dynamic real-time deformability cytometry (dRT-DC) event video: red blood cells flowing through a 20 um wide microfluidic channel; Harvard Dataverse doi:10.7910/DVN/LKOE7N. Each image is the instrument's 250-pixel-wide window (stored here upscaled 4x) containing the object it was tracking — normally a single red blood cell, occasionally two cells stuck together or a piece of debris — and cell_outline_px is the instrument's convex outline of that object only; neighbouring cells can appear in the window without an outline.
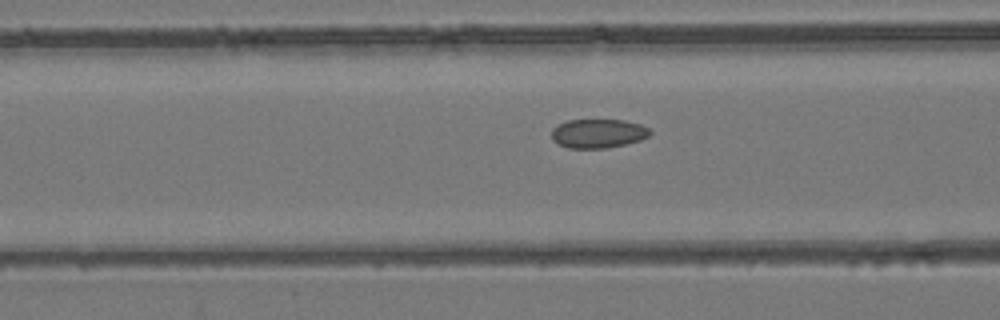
{"species": "common noctule bat (a hibernating species)", "species_latin": "Nyctalus noctula", "temperature_condition": "room temperature", "stored_images_in_passage": 32, "camera_frame_rate_fps": 3000, "um_per_image_px": 0.085, "animal": {"sex": "female", "body_mass_g": 24.6, "forearm_length_mm": 56.2}, "frame": {"image": 1, "passage_image": 9, "time_ms": 2.667, "image_size_px": [1000, 320], "cell_outline_px": [[652, 132], [648, 136], [640, 140], [624, 144], [604, 148], [568, 148], [552, 140], [552, 128], [556, 124], [568, 120], [624, 120], [640, 124], [648, 128]], "centroid_in_image_um": [50.81, 11.33], "position_along_channel_um": 115.8, "area_um2": 16.59}}
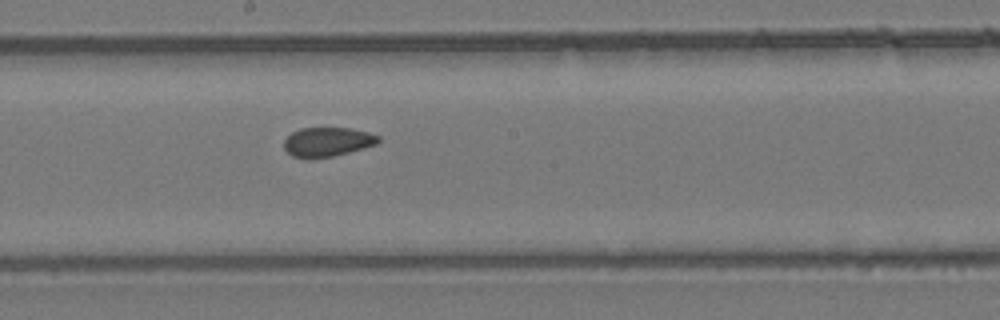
{"frame": {"image": 2, "passage_image": 17, "time_ms": 5.333, "image_size_px": [1000, 320], "cell_outline_px": [[380, 140], [376, 144], [364, 148], [332, 156], [308, 160], [292, 156], [284, 148], [284, 140], [292, 132], [300, 128], [348, 128], [368, 132], [380, 136]], "centroid_in_image_um": [27.8, 12.07], "position_along_channel_um": 220.4, "area_um2": 16.18}}
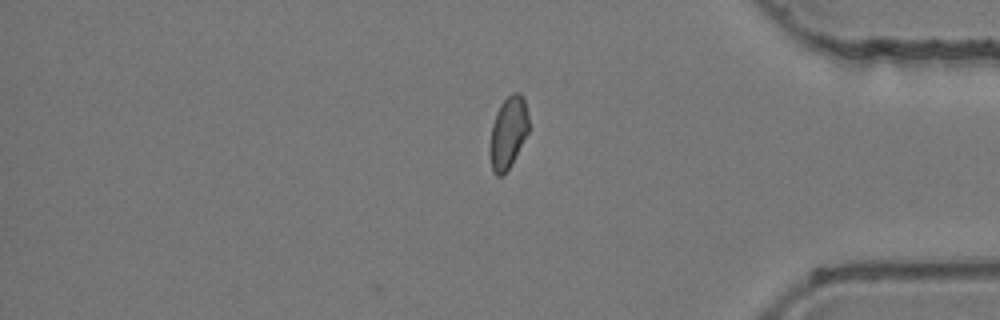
{"frame": {"image": 3, "passage_image": 32, "time_ms": 10.333, "image_size_px": [1000, 320], "cell_outline_px": [[528, 132], [512, 164], [504, 176], [496, 176], [492, 172], [492, 124], [496, 112], [500, 104], [512, 92], [520, 92], [524, 96], [528, 116]], "centroid_in_image_um": [43.23, 11.24], "position_along_channel_um": 392.0, "area_um2": 16.01}, "authors_computed_cell_mechanics": {"area_um2": 16.8198, "velocity_mm_per_s": 3.9198, "shape_relaxation_time_tau1_ms": null, "shape_relaxation_time_tau2_ms": 1.6295, "deformation_change_tau1": null, "deformation_change_tau2": 0.0591}}